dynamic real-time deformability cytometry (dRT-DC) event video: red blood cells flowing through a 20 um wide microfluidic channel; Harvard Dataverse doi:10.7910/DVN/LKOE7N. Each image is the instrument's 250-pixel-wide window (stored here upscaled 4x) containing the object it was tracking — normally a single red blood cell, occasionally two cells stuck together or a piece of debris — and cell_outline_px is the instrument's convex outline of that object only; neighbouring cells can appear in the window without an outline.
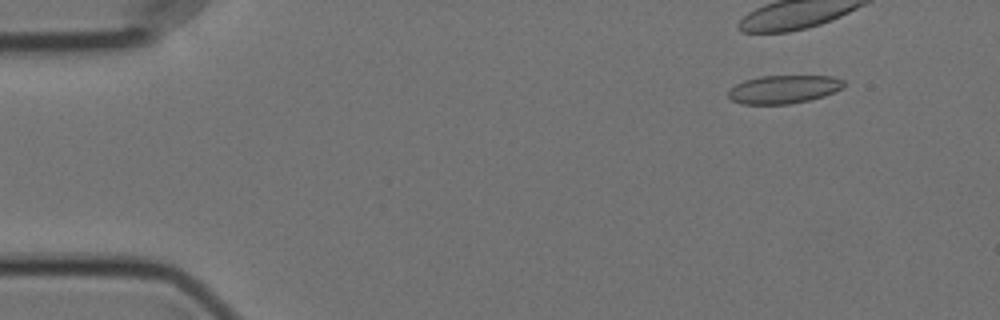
{"species": "Egyptian fruit bat (a non-hibernating species)", "species_latin": "Rousettus aegyptiacus", "temperature_condition": "cold", "stored_images_in_passage": 40, "camera_frame_rate_fps": 3000, "um_per_image_px": 0.085, "animal": {"sex": "female"}, "frame": {"image": 1, "passage_image": 1, "time_ms": 0.0, "image_size_px": [1000, 320], "cell_outline_px": [[844, 84], [840, 88], [824, 96], [808, 100], [788, 104], [740, 104], [732, 100], [728, 96], [728, 88], [744, 80], [760, 76], [832, 76], [844, 80]], "centroid_in_image_um": [66.55, 7.59], "position_along_channel_um": 18.4, "area_um2": 18.96}, "authors_computed_cell_mechanics": {"area_um2": 19.1318, "velocity_mm_per_s": 3.5515, "shape_relaxation_time_tau1_ms": null, "shape_relaxation_time_tau2_ms": 1.1632, "deformation_change_tau1": null, "deformation_change_tau2": 0.0677}}